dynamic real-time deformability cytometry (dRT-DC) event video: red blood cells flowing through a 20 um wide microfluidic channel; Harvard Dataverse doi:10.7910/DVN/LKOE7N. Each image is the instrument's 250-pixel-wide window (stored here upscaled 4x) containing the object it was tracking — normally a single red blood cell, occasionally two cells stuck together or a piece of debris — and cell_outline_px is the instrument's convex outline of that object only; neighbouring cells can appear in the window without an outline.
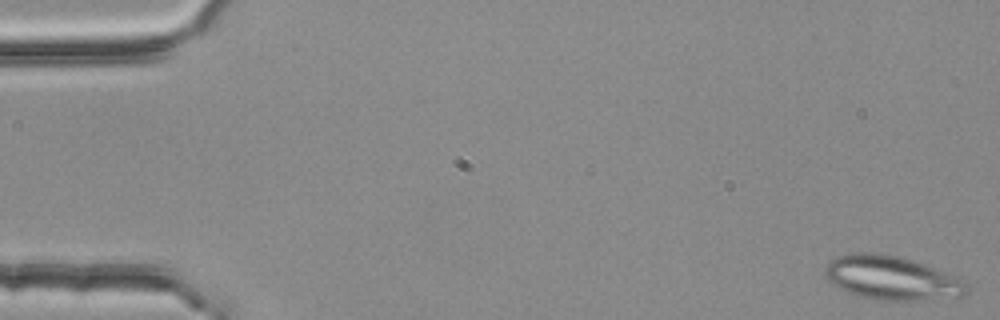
{"species": "common noctule bat (a hibernating species)", "species_latin": "Nyctalus noctula", "temperature_condition": "room temperature", "stored_images_in_passage": 4, "camera_frame_rate_fps": 3000, "um_per_image_px": 0.085, "animal": {"sex": "female", "body_mass_g": 25.1}, "frame": {"image": 1, "passage_image": 1, "time_ms": 0.0, "image_size_px": [1000, 320], "cell_outline_px": [[968, 292], [964, 296], [920, 300], [880, 300], [860, 296], [848, 292], [832, 284], [824, 276], [824, 268], [836, 256], [852, 252], [876, 252], [900, 256], [924, 264], [956, 276], [964, 280], [968, 284]], "centroid_in_image_um": [75.79, 23.61], "position_along_channel_um": 9.2, "area_um2": 36.41}}